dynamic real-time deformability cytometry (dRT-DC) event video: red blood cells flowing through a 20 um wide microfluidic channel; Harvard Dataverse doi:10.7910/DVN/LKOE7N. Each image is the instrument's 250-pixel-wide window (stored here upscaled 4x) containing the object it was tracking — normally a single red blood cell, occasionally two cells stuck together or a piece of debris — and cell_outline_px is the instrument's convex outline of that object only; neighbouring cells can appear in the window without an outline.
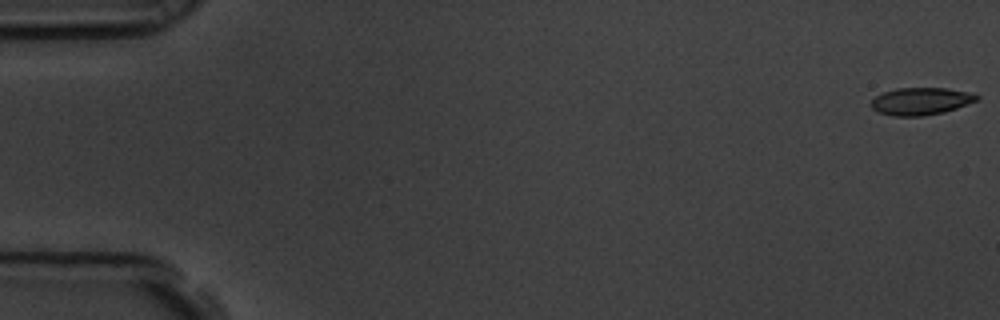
{"species": "common noctule bat (a hibernating species)", "species_latin": "Nyctalus noctula", "temperature_condition": "room temperature", "stored_images_in_passage": 58, "camera_frame_rate_fps": 3000, "um_per_image_px": 0.085, "animal": {"sex": "male", "body_mass_g": 19.5, "forearm_length_mm": 54.6}, "frame": {"image": 1, "passage_image": 1, "time_ms": 0.0, "image_size_px": [1000, 320], "cell_outline_px": [[980, 96], [976, 100], [956, 108], [944, 112], [920, 116], [892, 116], [876, 112], [868, 104], [876, 96], [884, 92], [896, 88], [948, 88], [976, 92]], "centroid_in_image_um": [78.26, 8.59], "position_along_channel_um": 6.7, "area_um2": 17.05}}
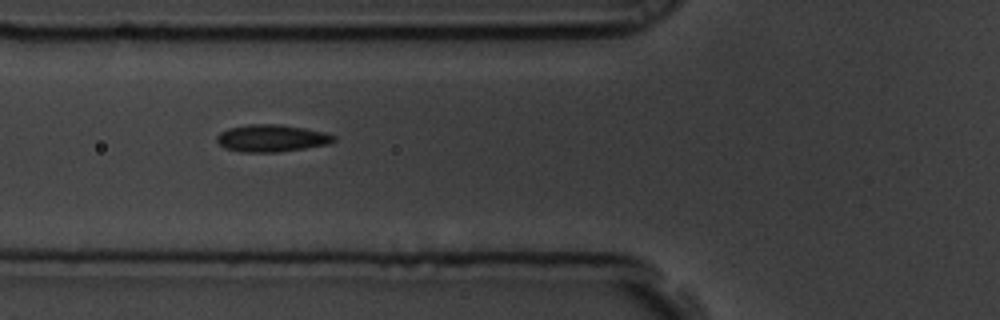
{"frame": {"image": 2, "passage_image": 22, "time_ms": 7.0, "image_size_px": [1000, 320], "cell_outline_px": [[336, 140], [328, 144], [304, 148], [276, 152], [240, 152], [224, 148], [216, 140], [216, 136], [220, 132], [228, 128], [248, 124], [280, 124], [304, 128], [324, 132], [336, 136]], "centroid_in_image_um": [23.06, 11.74], "position_along_channel_um": 102.7, "area_um2": 18.55}}
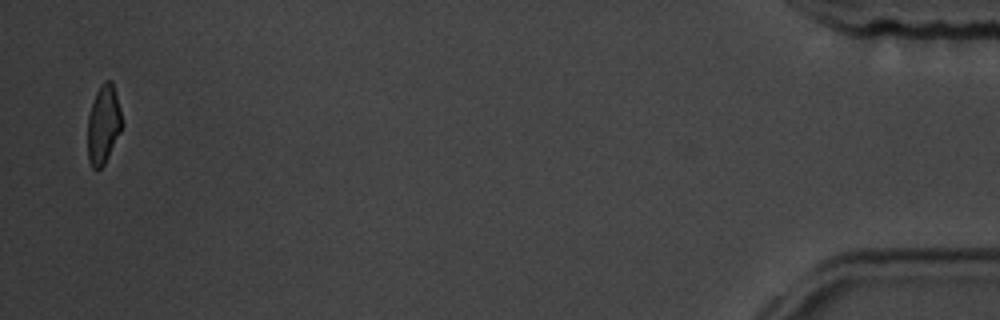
{"frame": {"image": 3, "passage_image": 57, "time_ms": 18.667, "image_size_px": [1000, 320], "cell_outline_px": [[124, 124], [104, 164], [96, 172], [92, 168], [88, 160], [88, 116], [96, 92], [100, 84], [104, 80], [112, 80]], "centroid_in_image_um": [8.79, 10.58], "position_along_channel_um": 426.4, "area_um2": 15.78}, "authors_computed_cell_mechanics": {"area_um2": 17.5712, "velocity_mm_per_s": 3.5402, "shape_relaxation_time_tau1_ms": 6.8803, "shape_relaxation_time_tau2_ms": 1.1523, "deformation_change_tau1": 0.1489, "deformation_change_tau2": 0.0765}}